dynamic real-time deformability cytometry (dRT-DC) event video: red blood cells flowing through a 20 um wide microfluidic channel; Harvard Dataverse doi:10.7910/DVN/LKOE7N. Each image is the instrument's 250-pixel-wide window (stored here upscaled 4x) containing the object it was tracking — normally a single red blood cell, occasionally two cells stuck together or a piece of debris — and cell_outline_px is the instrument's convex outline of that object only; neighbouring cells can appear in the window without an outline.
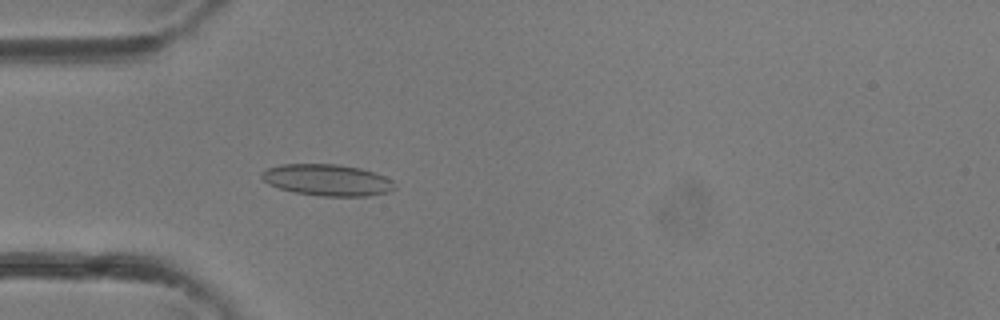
{"species": "common noctule bat (a hibernating species)", "species_latin": "Nyctalus noctula", "temperature_condition": "room temperature", "stored_images_in_passage": 36, "camera_frame_rate_fps": 3000, "um_per_image_px": 0.085, "animal": {"sex": "female"}, "frame": {"image": 1, "passage_image": 11, "time_ms": 3.333, "image_size_px": [1000, 320], "cell_outline_px": [[396, 188], [388, 192], [368, 196], [320, 196], [296, 192], [280, 188], [268, 184], [260, 176], [260, 172], [268, 168], [280, 164], [336, 164], [360, 168], [384, 176], [392, 180], [396, 184]], "centroid_in_image_um": [27.82, 15.3], "position_along_channel_um": 57.2, "area_um2": 24.39}}
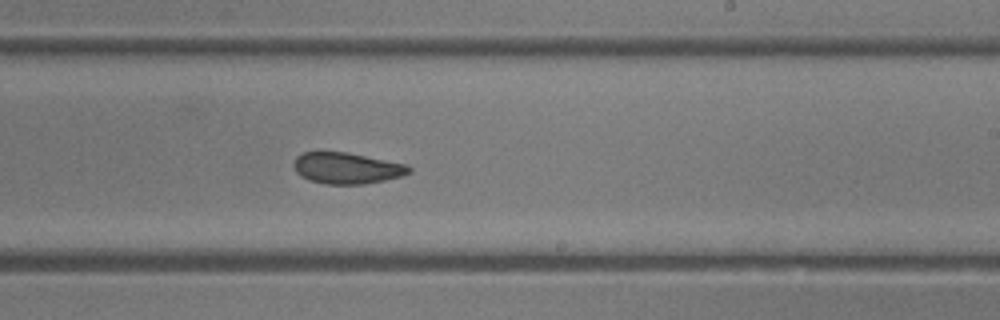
{"frame": {"image": 2, "passage_image": 22, "time_ms": 7.0, "image_size_px": [1000, 320], "cell_outline_px": [[412, 172], [404, 176], [364, 184], [324, 184], [308, 180], [300, 176], [296, 172], [292, 164], [296, 156], [300, 152], [344, 152], [408, 164], [412, 168]], "centroid_in_image_um": [29.47, 14.3], "position_along_channel_um": 259.5, "area_um2": 21.21}}
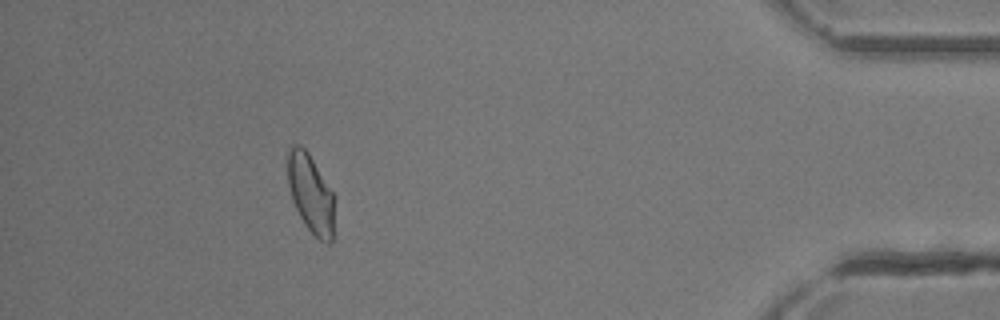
{"frame": {"image": 3, "passage_image": 33, "time_ms": 10.667, "image_size_px": [1000, 320], "cell_outline_px": [[336, 196], [332, 244], [328, 244], [320, 240], [304, 224], [292, 200], [288, 184], [288, 148], [292, 144], [300, 144], [308, 152]], "centroid_in_image_um": [26.45, 16.46], "position_along_channel_um": 408.8, "area_um2": 21.85}}